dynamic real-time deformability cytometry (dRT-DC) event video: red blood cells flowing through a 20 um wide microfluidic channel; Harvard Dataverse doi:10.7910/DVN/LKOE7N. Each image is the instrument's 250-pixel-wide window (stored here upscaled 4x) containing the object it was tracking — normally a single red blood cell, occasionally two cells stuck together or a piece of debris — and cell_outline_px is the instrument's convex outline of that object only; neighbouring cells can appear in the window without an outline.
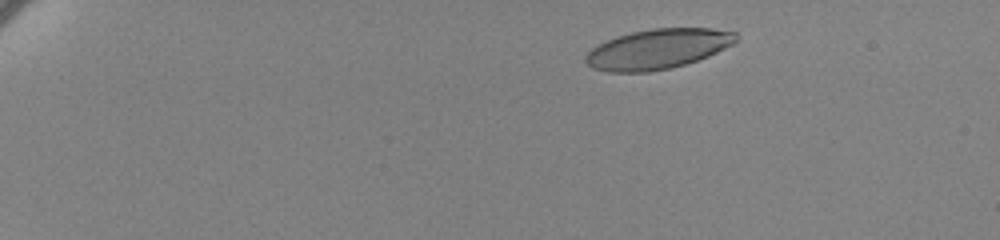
{"species": "human", "species_latin": "Homo sapiens", "temperature_condition": "cold", "stored_images_in_passage": 57, "camera_frame_rate_fps": 3000, "um_per_image_px": 0.085, "donor": {"sex": "female"}, "frame": {"image": 1, "passage_image": 6, "time_ms": 1.667, "image_size_px": [1000, 240], "cell_outline_px": [[736, 40], [732, 44], [708, 56], [684, 64], [668, 68], [648, 72], [608, 72], [592, 68], [584, 60], [588, 52], [592, 48], [616, 36], [632, 32], [652, 28], [712, 28], [736, 32]], "centroid_in_image_um": [55.89, 4.16], "position_along_channel_um": 29.1, "area_um2": 34.68}}
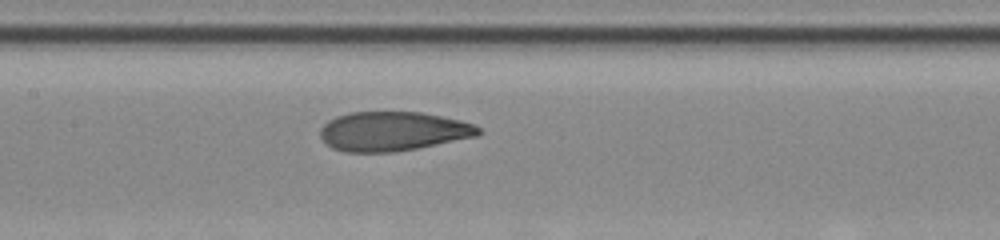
{"frame": {"image": 2, "passage_image": 29, "time_ms": 9.333, "image_size_px": [1000, 240], "cell_outline_px": [[484, 132], [480, 136], [416, 148], [392, 152], [344, 152], [332, 148], [320, 136], [320, 128], [328, 120], [336, 116], [348, 112], [420, 112], [460, 120], [472, 124], [480, 128]], "centroid_in_image_um": [33.4, 11.16], "position_along_channel_um": 174.0, "area_um2": 36.3}}
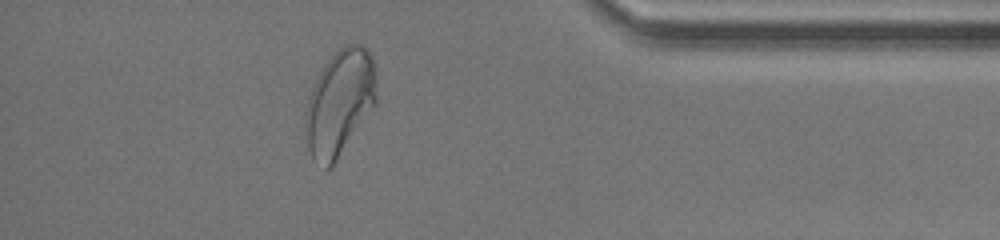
{"frame": {"image": 3, "passage_image": 51, "time_ms": 16.667, "image_size_px": [1000, 240], "cell_outline_px": [[376, 104], [332, 168], [328, 168], [312, 160], [308, 148], [304, 124], [304, 112], [308, 96], [324, 64], [344, 44], [360, 44], [368, 48], [376, 64]], "centroid_in_image_um": [28.88, 8.73], "position_along_channel_um": 406.3, "area_um2": 44.39}, "authors_computed_cell_mechanics": {"area_um2": 36.703, "velocity_mm_per_s": 3.4319, "shape_relaxation_time_tau1_ms": 3.9922, "shape_relaxation_time_tau2_ms": 1.1548, "deformation_change_tau1": 0.166, "deformation_change_tau2": 0.0717}}